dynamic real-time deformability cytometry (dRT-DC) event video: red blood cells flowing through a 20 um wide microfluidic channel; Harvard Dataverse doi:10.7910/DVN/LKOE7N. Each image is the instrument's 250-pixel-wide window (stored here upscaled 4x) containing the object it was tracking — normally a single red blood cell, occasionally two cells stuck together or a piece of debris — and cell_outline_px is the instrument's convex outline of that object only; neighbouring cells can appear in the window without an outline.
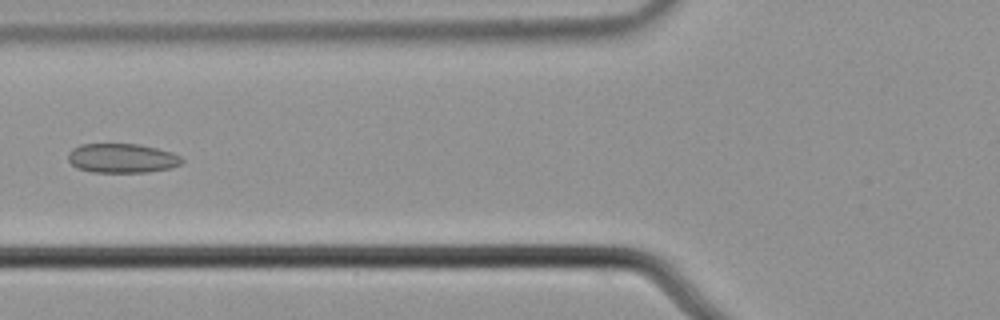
{"species": "common noctule bat (a hibernating species)", "species_latin": "Nyctalus noctula", "temperature_condition": "cold", "stored_images_in_passage": 7, "camera_frame_rate_fps": 3000, "um_per_image_px": 0.085, "animal": {"sex": "male", "body_mass_g": 21.5, "forearm_length_mm": 52.0}, "frame": {"image": 1, "passage_image": 7, "time_ms": 2.0, "image_size_px": [1000, 320], "cell_outline_px": [[184, 160], [180, 164], [172, 168], [148, 172], [92, 172], [76, 168], [68, 160], [68, 156], [72, 148], [80, 144], [136, 144], [156, 148], [172, 152], [180, 156]], "centroid_in_image_um": [10.37, 13.45], "position_along_channel_um": 115.4, "area_um2": 19.48}}